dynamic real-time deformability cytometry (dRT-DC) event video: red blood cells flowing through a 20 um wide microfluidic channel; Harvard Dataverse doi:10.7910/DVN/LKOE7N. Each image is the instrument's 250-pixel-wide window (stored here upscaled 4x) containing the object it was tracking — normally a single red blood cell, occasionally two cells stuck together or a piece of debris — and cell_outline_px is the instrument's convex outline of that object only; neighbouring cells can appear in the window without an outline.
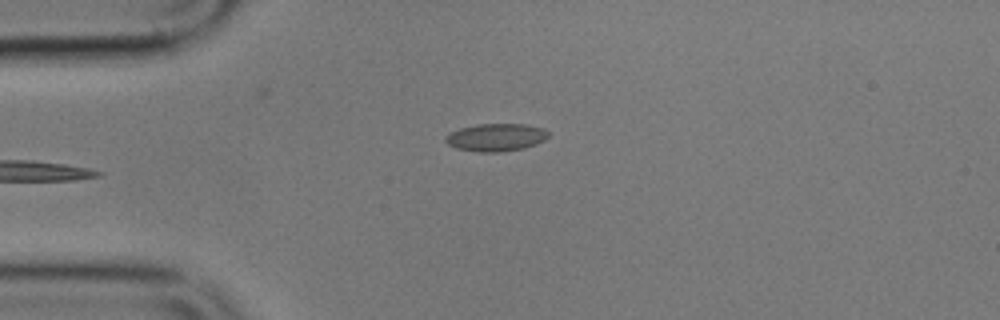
{"species": "common noctule bat (a hibernating species)", "species_latin": "Nyctalus noctula", "temperature_condition": "cold", "stored_images_in_passage": 6, "camera_frame_rate_fps": 3000, "um_per_image_px": 0.085, "animal": {"sex": "male", "body_mass_g": 17.9}, "frame": {"image": 1, "passage_image": 6, "time_ms": 6.0, "image_size_px": [1000, 320], "cell_outline_px": [[548, 136], [544, 140], [536, 144], [524, 148], [500, 152], [480, 152], [456, 148], [448, 144], [444, 140], [444, 136], [448, 132], [460, 128], [476, 124], [524, 124], [544, 128], [548, 132]], "centroid_in_image_um": [42.13, 11.67], "position_along_channel_um": 42.9, "area_um2": 16.7}}